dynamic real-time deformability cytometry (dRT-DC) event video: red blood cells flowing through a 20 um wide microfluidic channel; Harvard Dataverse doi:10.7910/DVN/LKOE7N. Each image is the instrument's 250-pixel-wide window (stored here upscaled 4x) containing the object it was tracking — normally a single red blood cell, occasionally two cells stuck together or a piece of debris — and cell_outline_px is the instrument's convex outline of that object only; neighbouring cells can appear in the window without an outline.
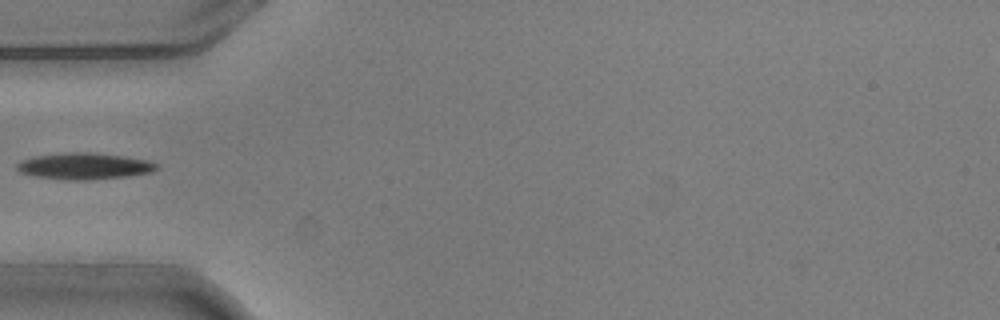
{"species": "common noctule bat (a hibernating species)", "species_latin": "Nyctalus noctula", "temperature_condition": "warm", "stored_images_in_passage": 3, "camera_frame_rate_fps": 3000, "um_per_image_px": 0.085, "animal": {"sex": "male", "body_mass_g": 20.5, "forearm_length_mm": 52.5}, "frame": {"image": 1, "passage_image": 3, "time_ms": 0.667, "image_size_px": [1000, 320], "cell_outline_px": [[160, 168], [152, 172], [128, 176], [88, 180], [64, 180], [36, 176], [20, 172], [16, 168], [16, 164], [20, 160], [36, 156], [68, 152], [88, 152], [124, 156], [148, 160], [160, 164]], "centroid_in_image_um": [7.2, 14.12], "position_along_channel_um": 77.8, "area_um2": 21.68}}